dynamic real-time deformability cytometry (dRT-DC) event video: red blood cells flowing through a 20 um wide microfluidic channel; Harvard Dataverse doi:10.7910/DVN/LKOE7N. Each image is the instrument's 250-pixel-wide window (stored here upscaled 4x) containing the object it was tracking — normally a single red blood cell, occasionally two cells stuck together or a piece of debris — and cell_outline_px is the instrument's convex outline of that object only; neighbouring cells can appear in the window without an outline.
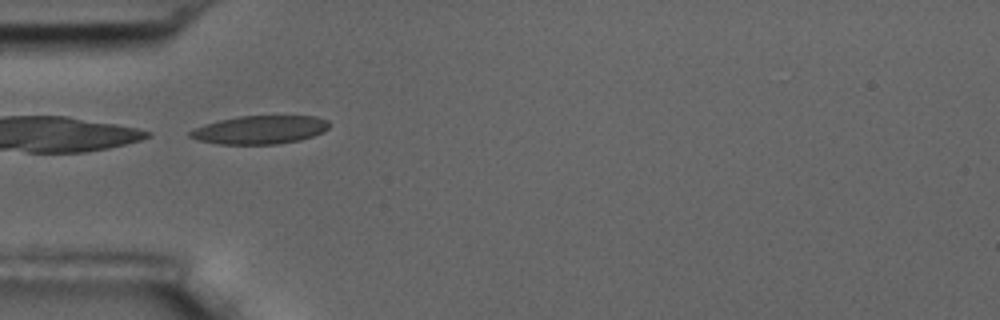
{"species": "common noctule bat (a hibernating species)", "species_latin": "Nyctalus noctula", "temperature_condition": "room temperature", "stored_images_in_passage": 5, "camera_frame_rate_fps": 3000, "um_per_image_px": 0.085, "animal": {"sex": "male", "body_mass_g": 17.5, "forearm_length_mm": 52.3}, "frame": {"image": 1, "passage_image": 4, "time_ms": 3.667, "image_size_px": [1000, 320], "cell_outline_px": [[328, 128], [324, 132], [300, 140], [276, 144], [220, 144], [200, 140], [188, 136], [188, 132], [204, 124], [220, 120], [240, 116], [316, 116], [328, 120]], "centroid_in_image_um": [22.11, 11.03], "position_along_channel_um": 62.9, "area_um2": 22.83}}